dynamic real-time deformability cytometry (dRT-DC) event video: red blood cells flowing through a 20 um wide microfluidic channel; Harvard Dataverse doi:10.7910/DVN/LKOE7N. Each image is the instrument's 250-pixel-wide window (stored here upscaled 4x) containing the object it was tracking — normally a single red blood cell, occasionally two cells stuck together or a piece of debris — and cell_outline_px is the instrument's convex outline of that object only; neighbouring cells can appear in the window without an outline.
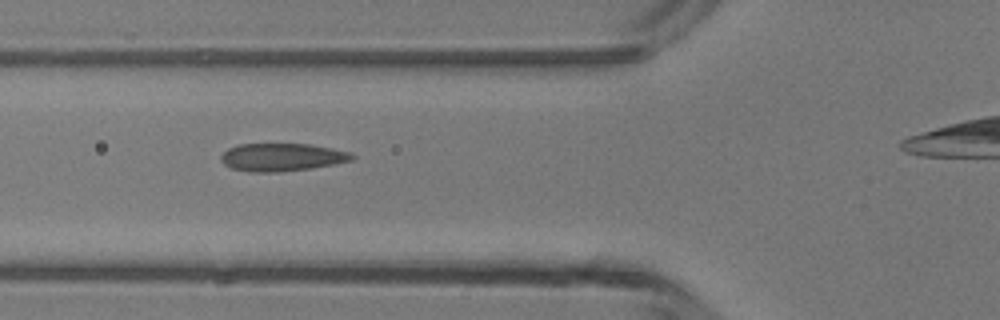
{"species": "common noctule bat (a hibernating species)", "species_latin": "Nyctalus noctula", "temperature_condition": "room temperature", "stored_images_in_passage": 4, "camera_frame_rate_fps": 3000, "um_per_image_px": 0.085, "animal": {"sex": "male", "body_mass_g": 13.3}, "frame": {"image": 1, "passage_image": 3, "time_ms": 2.333, "image_size_px": [1000, 320], "cell_outline_px": [[356, 156], [352, 160], [336, 164], [308, 168], [276, 172], [252, 172], [232, 168], [224, 164], [220, 160], [220, 156], [228, 148], [240, 144], [312, 144], [352, 152]], "centroid_in_image_um": [23.99, 13.35], "position_along_channel_um": 101.8, "area_um2": 21.27}}
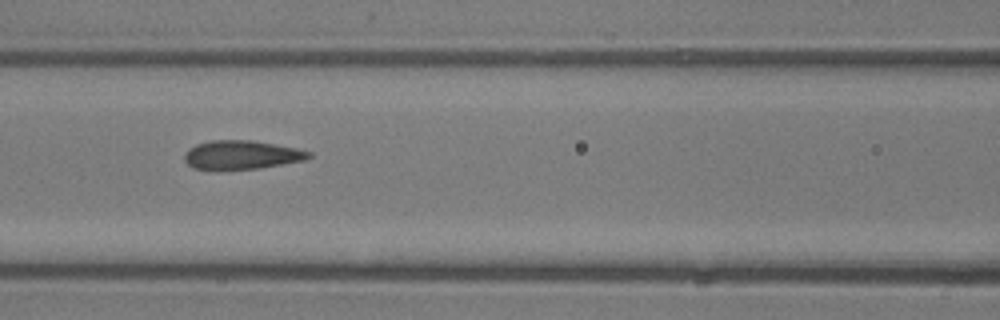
{"frame": {"image": 2, "passage_image": 4, "time_ms": 3.333, "image_size_px": [1000, 320], "cell_outline_px": [[312, 156], [304, 160], [256, 168], [196, 168], [188, 164], [184, 160], [184, 156], [188, 148], [196, 144], [212, 140], [252, 140], [296, 148], [312, 152]], "centroid_in_image_um": [20.54, 13.13], "position_along_channel_um": 146.1, "area_um2": 20.29}}